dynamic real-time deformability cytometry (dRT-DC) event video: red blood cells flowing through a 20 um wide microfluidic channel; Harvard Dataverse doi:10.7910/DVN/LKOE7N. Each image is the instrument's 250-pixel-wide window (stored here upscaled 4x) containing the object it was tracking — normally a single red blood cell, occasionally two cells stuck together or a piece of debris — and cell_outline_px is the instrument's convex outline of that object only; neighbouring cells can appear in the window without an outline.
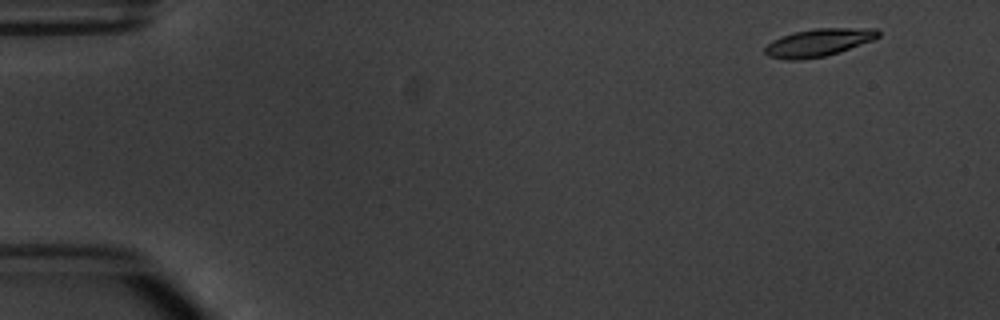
{"species": "common noctule bat (a hibernating species)", "species_latin": "Nyctalus noctula", "temperature_condition": "warm", "stored_images_in_passage": 4, "camera_frame_rate_fps": 3000, "um_per_image_px": 0.085, "animal": {"sex": "male", "body_mass_g": 20.1, "forearm_length_mm": 53.5}, "frame": {"image": 1, "passage_image": 1, "time_ms": 0.0, "image_size_px": [1000, 320], "cell_outline_px": [[880, 36], [872, 40], [824, 56], [796, 60], [788, 60], [768, 56], [764, 52], [764, 48], [772, 40], [780, 36], [792, 32], [816, 28], [876, 28], [880, 32]], "centroid_in_image_um": [69.53, 3.6], "position_along_channel_um": 15.5, "area_um2": 18.09}}
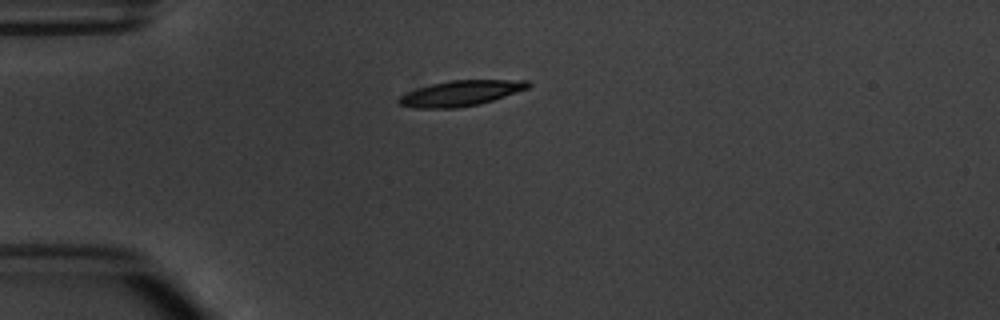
{"frame": {"image": 2, "passage_image": 4, "time_ms": 3.333, "image_size_px": [1000, 320], "cell_outline_px": [[532, 84], [528, 88], [480, 104], [456, 108], [416, 108], [400, 104], [396, 100], [400, 96], [416, 88], [432, 84], [452, 80], [528, 80]], "centroid_in_image_um": [39.16, 7.92], "position_along_channel_um": 45.8, "area_um2": 19.02}}